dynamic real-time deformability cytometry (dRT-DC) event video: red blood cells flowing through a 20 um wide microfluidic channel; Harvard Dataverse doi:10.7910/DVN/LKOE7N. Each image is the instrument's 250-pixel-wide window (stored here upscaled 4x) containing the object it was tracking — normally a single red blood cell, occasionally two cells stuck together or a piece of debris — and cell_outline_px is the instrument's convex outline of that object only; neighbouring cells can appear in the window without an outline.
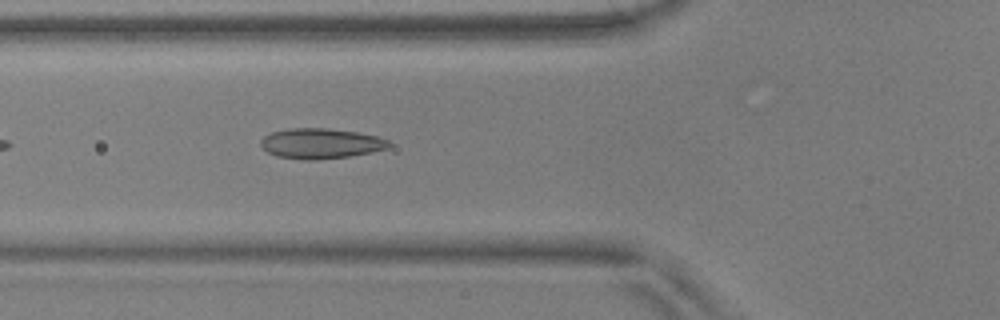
{"species": "common noctule bat (a hibernating species)", "species_latin": "Nyctalus noctula", "temperature_condition": "warm", "stored_images_in_passage": 18, "camera_frame_rate_fps": 3000, "um_per_image_px": 0.085, "animal": {"sex": "male", "body_mass_g": 17.9, "forearm_length_mm": 54.2}, "frame": {"image": 1, "passage_image": 6, "time_ms": 1.667, "image_size_px": [1000, 320], "cell_outline_px": [[392, 144], [388, 148], [348, 156], [316, 160], [304, 160], [276, 156], [268, 152], [260, 144], [260, 140], [264, 136], [272, 132], [288, 128], [328, 128], [356, 132], [376, 136], [388, 140]], "centroid_in_image_um": [27.23, 12.19], "position_along_channel_um": 98.6, "area_um2": 22.48}}
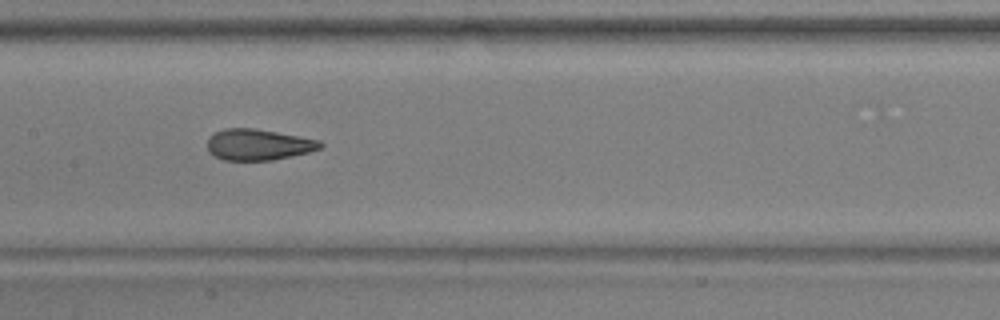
{"frame": {"image": 2, "passage_image": 13, "time_ms": 4.0, "image_size_px": [1000, 320], "cell_outline_px": [[324, 144], [320, 148], [308, 152], [292, 156], [272, 160], [224, 160], [208, 152], [208, 140], [216, 132], [224, 128], [256, 128], [320, 140]], "centroid_in_image_um": [21.97, 12.29], "position_along_channel_um": 185.4, "area_um2": 20.35}}